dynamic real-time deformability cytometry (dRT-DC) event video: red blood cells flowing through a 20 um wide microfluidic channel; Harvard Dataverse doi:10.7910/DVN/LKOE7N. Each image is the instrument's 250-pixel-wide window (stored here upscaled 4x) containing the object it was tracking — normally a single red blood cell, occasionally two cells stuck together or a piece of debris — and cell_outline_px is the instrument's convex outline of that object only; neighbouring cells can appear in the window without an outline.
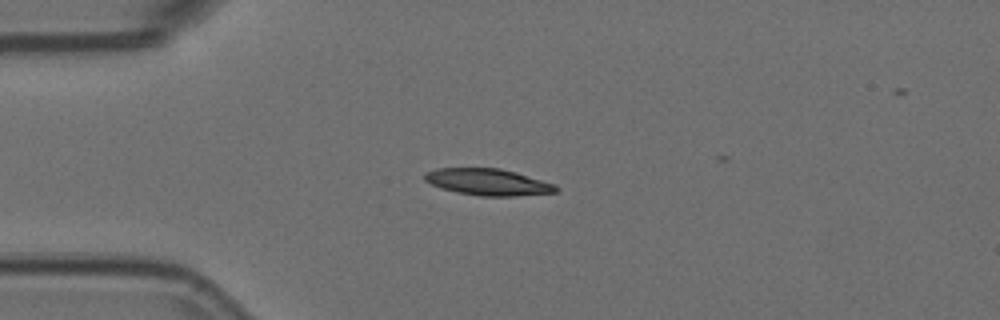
{"species": "Egyptian fruit bat (a non-hibernating species)", "species_latin": "Rousettus aegyptiacus", "temperature_condition": "room temperature", "stored_images_in_passage": 9, "camera_frame_rate_fps": 3000, "um_per_image_px": 0.085, "animal": {"sex": "female"}, "frame": {"image": 1, "passage_image": 3, "time_ms": 0.667, "image_size_px": [1000, 320], "cell_outline_px": [[560, 188], [556, 192], [516, 196], [480, 196], [456, 192], [440, 188], [424, 180], [424, 172], [436, 168], [500, 168], [516, 172], [556, 184]], "centroid_in_image_um": [41.48, 15.47], "position_along_channel_um": 43.5, "area_um2": 20.52}}
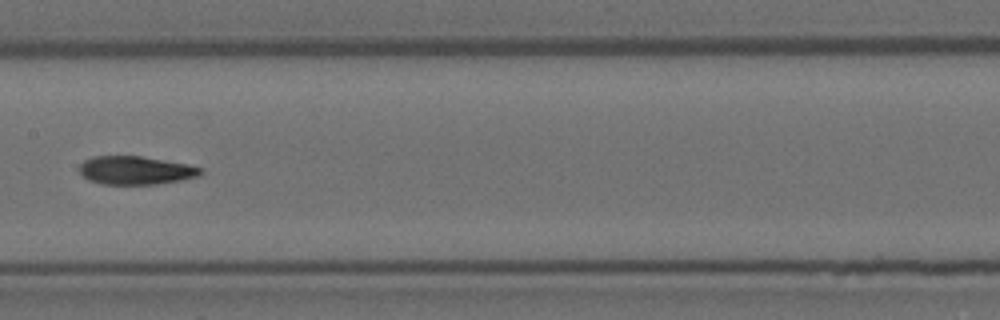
{"frame": {"image": 2, "passage_image": 7, "time_ms": 2.0, "image_size_px": [1000, 320], "cell_outline_px": [[204, 172], [200, 176], [180, 180], [156, 184], [104, 184], [88, 180], [80, 172], [80, 164], [84, 160], [92, 156], [140, 156], [188, 164], [200, 168]], "centroid_in_image_um": [11.53, 14.47], "position_along_channel_um": 195.9, "area_um2": 19.94}}
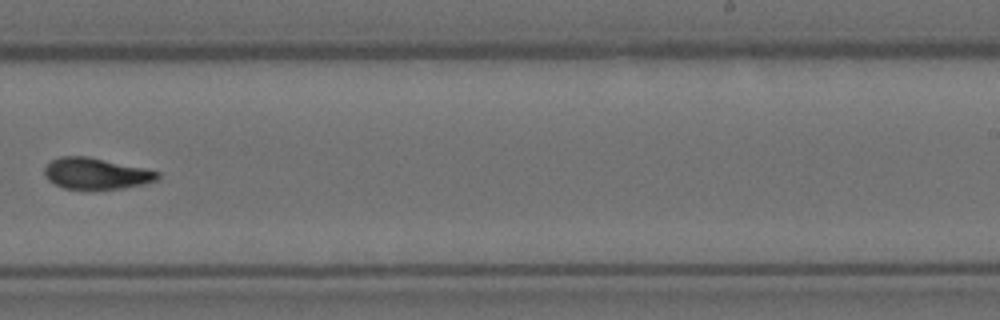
{"frame": {"image": 3, "passage_image": 9, "time_ms": 2.667, "image_size_px": [1000, 320], "cell_outline_px": [[160, 176], [156, 180], [144, 184], [120, 188], [64, 188], [48, 180], [44, 176], [44, 168], [52, 160], [60, 156], [88, 156], [144, 168], [160, 172]], "centroid_in_image_um": [8.16, 14.73], "position_along_channel_um": 280.8, "area_um2": 20.29}}